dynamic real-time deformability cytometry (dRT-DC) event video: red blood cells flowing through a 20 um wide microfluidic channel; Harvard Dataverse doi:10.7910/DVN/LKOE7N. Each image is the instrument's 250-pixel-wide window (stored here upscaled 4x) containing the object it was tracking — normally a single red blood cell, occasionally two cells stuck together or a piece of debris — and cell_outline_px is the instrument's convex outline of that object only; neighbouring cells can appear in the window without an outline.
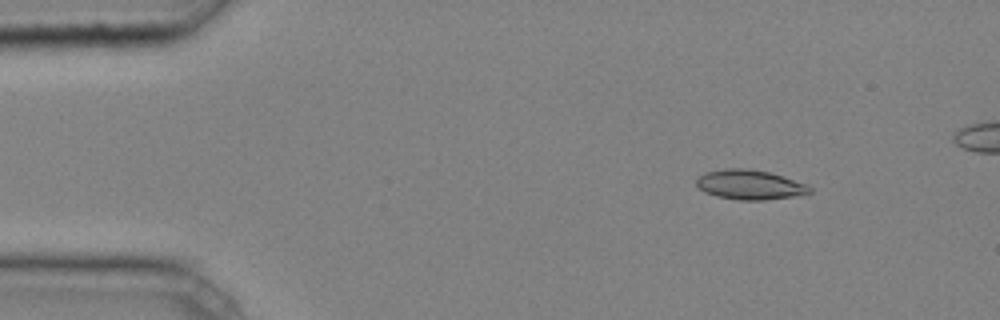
{"species": "common noctule bat (a hibernating species)", "species_latin": "Nyctalus noctula", "temperature_condition": "cold", "stored_images_in_passage": 4, "camera_frame_rate_fps": 3000, "um_per_image_px": 0.085, "animal": {"sex": "male", "body_mass_g": 20.4}, "frame": {"image": 1, "passage_image": 1, "time_ms": 0.0, "image_size_px": [1000, 320], "cell_outline_px": [[812, 192], [800, 196], [764, 200], [740, 200], [716, 196], [704, 192], [696, 184], [696, 176], [704, 172], [724, 168], [748, 168], [768, 172], [808, 184], [812, 188]], "centroid_in_image_um": [63.73, 15.7], "position_along_channel_um": 21.3, "area_um2": 19.88}}